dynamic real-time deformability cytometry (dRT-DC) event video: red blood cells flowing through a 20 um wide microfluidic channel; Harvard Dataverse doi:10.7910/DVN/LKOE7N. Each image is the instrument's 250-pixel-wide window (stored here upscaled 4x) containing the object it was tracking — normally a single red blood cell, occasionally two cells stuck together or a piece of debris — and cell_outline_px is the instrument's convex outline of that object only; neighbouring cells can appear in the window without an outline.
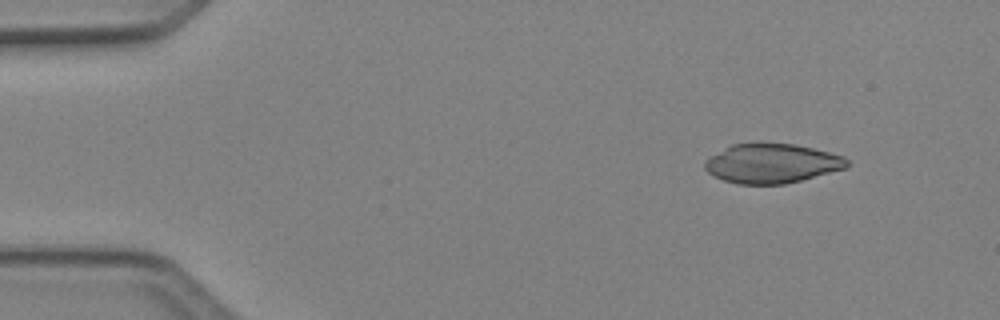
{"species": "Egyptian fruit bat (a non-hibernating species)", "species_latin": "Rousettus aegyptiacus", "temperature_condition": "cold", "stored_images_in_passage": 6, "camera_frame_rate_fps": 3000, "um_per_image_px": 0.085, "animal": {"sex": "female"}, "frame": {"image": 1, "passage_image": 2, "time_ms": 0.333, "image_size_px": [1000, 320], "cell_outline_px": [[848, 168], [784, 184], [736, 184], [724, 180], [708, 172], [704, 168], [704, 160], [732, 144], [752, 140], [756, 140], [796, 144], [844, 156], [848, 160]], "centroid_in_image_um": [65.59, 13.85], "position_along_channel_um": 19.4, "area_um2": 33.29}}